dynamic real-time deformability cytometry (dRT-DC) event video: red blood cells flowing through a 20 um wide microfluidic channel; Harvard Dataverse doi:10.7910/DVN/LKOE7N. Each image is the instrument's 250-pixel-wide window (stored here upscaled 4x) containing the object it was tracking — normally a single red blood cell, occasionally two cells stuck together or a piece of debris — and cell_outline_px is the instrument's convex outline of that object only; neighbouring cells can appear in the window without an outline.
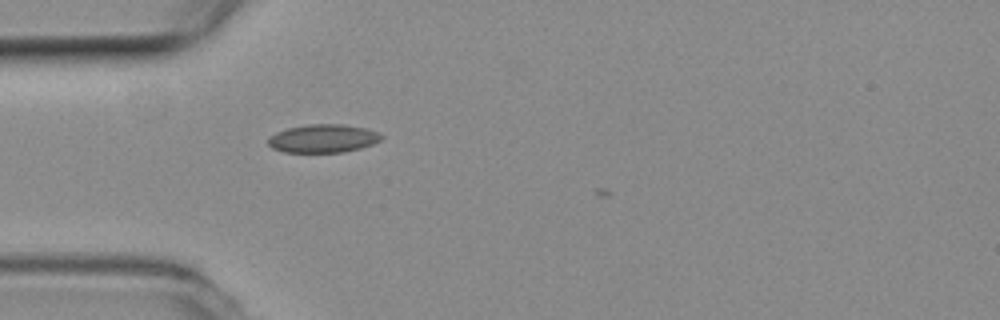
{"species": "common noctule bat (a hibernating species)", "species_latin": "Nyctalus noctula", "temperature_condition": "room temperature", "stored_images_in_passage": 2, "camera_frame_rate_fps": 3000, "um_per_image_px": 0.085, "animal": {"sex": "female", "body_mass_g": 19.3, "forearm_length_mm": 54.1}, "frame": {"image": 1, "passage_image": 1, "time_ms": 0.0, "image_size_px": [1000, 320], "cell_outline_px": [[380, 140], [372, 144], [360, 148], [344, 152], [284, 152], [272, 148], [268, 144], [268, 136], [276, 132], [288, 128], [308, 124], [340, 124], [364, 128], [376, 132], [380, 136]], "centroid_in_image_um": [27.39, 11.77], "position_along_channel_um": 57.6, "area_um2": 18.44}}